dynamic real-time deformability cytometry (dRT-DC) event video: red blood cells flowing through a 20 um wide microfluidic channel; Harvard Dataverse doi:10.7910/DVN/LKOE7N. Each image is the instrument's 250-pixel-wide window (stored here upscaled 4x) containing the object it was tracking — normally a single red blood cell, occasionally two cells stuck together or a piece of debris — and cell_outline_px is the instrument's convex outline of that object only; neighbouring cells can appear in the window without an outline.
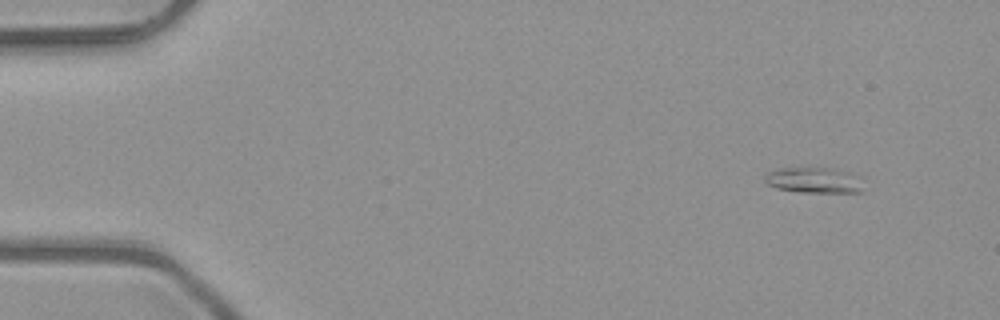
{"species": "common noctule bat (a hibernating species)", "species_latin": "Nyctalus noctula", "temperature_condition": "room temperature", "stored_images_in_passage": 4, "camera_frame_rate_fps": 3000, "um_per_image_px": 0.085, "animal": {"sex": "male", "body_mass_g": 23.1, "forearm_length_mm": 52.7}, "frame": {"image": 1, "passage_image": 1, "time_ms": 0.0, "image_size_px": [1000, 320], "cell_outline_px": [[860, 192], [800, 192], [776, 188], [768, 184], [764, 180], [764, 172], [780, 168], [832, 168], [848, 172], [860, 188]], "centroid_in_image_um": [68.99, 15.31], "position_along_channel_um": 16.0, "area_um2": 14.16}}